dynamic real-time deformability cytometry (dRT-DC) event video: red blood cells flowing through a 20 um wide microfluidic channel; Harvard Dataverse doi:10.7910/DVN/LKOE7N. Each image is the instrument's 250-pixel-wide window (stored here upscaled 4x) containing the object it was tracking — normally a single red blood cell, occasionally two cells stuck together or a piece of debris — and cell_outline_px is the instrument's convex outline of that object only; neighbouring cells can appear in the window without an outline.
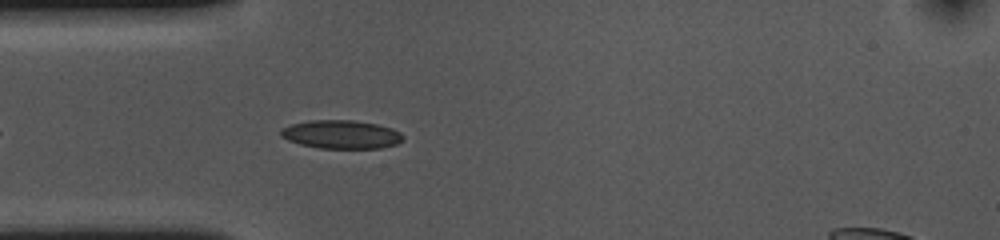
{"species": "common noctule bat (a hibernating species)", "species_latin": "Nyctalus noctula", "temperature_condition": "cold", "stored_images_in_passage": 9, "camera_frame_rate_fps": 3000, "um_per_image_px": 0.085, "animal": {"sex": "female", "body_mass_g": 10.0, "forearm_length_mm": 53.1}, "frame": {"image": 1, "passage_image": 6, "time_ms": 1.667, "image_size_px": [1000, 240], "cell_outline_px": [[404, 140], [396, 144], [380, 148], [320, 148], [300, 144], [288, 140], [280, 136], [280, 132], [284, 128], [292, 124], [308, 120], [356, 120], [376, 124], [392, 128], [400, 132], [404, 136]], "centroid_in_image_um": [29.03, 11.42], "position_along_channel_um": 56.0, "area_um2": 20.29}}